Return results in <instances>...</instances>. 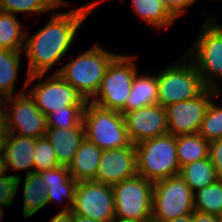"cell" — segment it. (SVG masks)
<instances>
[{"mask_svg": "<svg viewBox=\"0 0 222 222\" xmlns=\"http://www.w3.org/2000/svg\"><path fill=\"white\" fill-rule=\"evenodd\" d=\"M6 172H8L7 167L0 156V178L6 176Z\"/></svg>", "mask_w": 222, "mask_h": 222, "instance_id": "obj_40", "label": "cell"}, {"mask_svg": "<svg viewBox=\"0 0 222 222\" xmlns=\"http://www.w3.org/2000/svg\"><path fill=\"white\" fill-rule=\"evenodd\" d=\"M102 150L86 138L74 154L68 169L77 182L94 181Z\"/></svg>", "mask_w": 222, "mask_h": 222, "instance_id": "obj_19", "label": "cell"}, {"mask_svg": "<svg viewBox=\"0 0 222 222\" xmlns=\"http://www.w3.org/2000/svg\"><path fill=\"white\" fill-rule=\"evenodd\" d=\"M46 74L27 75L24 88L32 85L36 80V86L30 88L29 95L34 99L36 106L45 115L53 111L65 110L68 106H85L87 100L70 83L66 82L58 73H54L49 79L43 81Z\"/></svg>", "mask_w": 222, "mask_h": 222, "instance_id": "obj_9", "label": "cell"}, {"mask_svg": "<svg viewBox=\"0 0 222 222\" xmlns=\"http://www.w3.org/2000/svg\"><path fill=\"white\" fill-rule=\"evenodd\" d=\"M26 91V89L21 90L16 96L6 97L0 101V107L7 117L8 131L12 134L32 138L44 137L47 131L46 116ZM8 104H11L10 107ZM8 107L9 109H7Z\"/></svg>", "mask_w": 222, "mask_h": 222, "instance_id": "obj_11", "label": "cell"}, {"mask_svg": "<svg viewBox=\"0 0 222 222\" xmlns=\"http://www.w3.org/2000/svg\"><path fill=\"white\" fill-rule=\"evenodd\" d=\"M72 213L99 222L115 219L113 188L95 181L77 182Z\"/></svg>", "mask_w": 222, "mask_h": 222, "instance_id": "obj_12", "label": "cell"}, {"mask_svg": "<svg viewBox=\"0 0 222 222\" xmlns=\"http://www.w3.org/2000/svg\"><path fill=\"white\" fill-rule=\"evenodd\" d=\"M8 134L7 117L5 112L0 107V152L2 149V144L4 143Z\"/></svg>", "mask_w": 222, "mask_h": 222, "instance_id": "obj_36", "label": "cell"}, {"mask_svg": "<svg viewBox=\"0 0 222 222\" xmlns=\"http://www.w3.org/2000/svg\"><path fill=\"white\" fill-rule=\"evenodd\" d=\"M60 166L53 147L46 136L36 138L34 150V172L39 173Z\"/></svg>", "mask_w": 222, "mask_h": 222, "instance_id": "obj_31", "label": "cell"}, {"mask_svg": "<svg viewBox=\"0 0 222 222\" xmlns=\"http://www.w3.org/2000/svg\"><path fill=\"white\" fill-rule=\"evenodd\" d=\"M194 211L193 192L180 175L154 182L152 222H166Z\"/></svg>", "mask_w": 222, "mask_h": 222, "instance_id": "obj_8", "label": "cell"}, {"mask_svg": "<svg viewBox=\"0 0 222 222\" xmlns=\"http://www.w3.org/2000/svg\"><path fill=\"white\" fill-rule=\"evenodd\" d=\"M168 11L175 17L184 15L187 8L196 2V0H163Z\"/></svg>", "mask_w": 222, "mask_h": 222, "instance_id": "obj_34", "label": "cell"}, {"mask_svg": "<svg viewBox=\"0 0 222 222\" xmlns=\"http://www.w3.org/2000/svg\"><path fill=\"white\" fill-rule=\"evenodd\" d=\"M45 136L50 141L61 166H69L74 154L85 138L83 122L73 128H47Z\"/></svg>", "mask_w": 222, "mask_h": 222, "instance_id": "obj_18", "label": "cell"}, {"mask_svg": "<svg viewBox=\"0 0 222 222\" xmlns=\"http://www.w3.org/2000/svg\"><path fill=\"white\" fill-rule=\"evenodd\" d=\"M39 174L47 185L48 204L56 200L58 202L66 199V205L60 211H71L77 181L72 177L68 166L60 165L53 169L41 171Z\"/></svg>", "mask_w": 222, "mask_h": 222, "instance_id": "obj_17", "label": "cell"}, {"mask_svg": "<svg viewBox=\"0 0 222 222\" xmlns=\"http://www.w3.org/2000/svg\"><path fill=\"white\" fill-rule=\"evenodd\" d=\"M83 124L85 138L101 150L128 147L133 144L121 112L107 110L88 101L83 113Z\"/></svg>", "mask_w": 222, "mask_h": 222, "instance_id": "obj_6", "label": "cell"}, {"mask_svg": "<svg viewBox=\"0 0 222 222\" xmlns=\"http://www.w3.org/2000/svg\"><path fill=\"white\" fill-rule=\"evenodd\" d=\"M63 5H66V4H68L67 3V1H65V0H59Z\"/></svg>", "mask_w": 222, "mask_h": 222, "instance_id": "obj_43", "label": "cell"}, {"mask_svg": "<svg viewBox=\"0 0 222 222\" xmlns=\"http://www.w3.org/2000/svg\"><path fill=\"white\" fill-rule=\"evenodd\" d=\"M85 106H68L46 116L47 128H73L83 122Z\"/></svg>", "mask_w": 222, "mask_h": 222, "instance_id": "obj_30", "label": "cell"}, {"mask_svg": "<svg viewBox=\"0 0 222 222\" xmlns=\"http://www.w3.org/2000/svg\"><path fill=\"white\" fill-rule=\"evenodd\" d=\"M137 175L135 144L117 149L102 150L95 182L114 186Z\"/></svg>", "mask_w": 222, "mask_h": 222, "instance_id": "obj_15", "label": "cell"}, {"mask_svg": "<svg viewBox=\"0 0 222 222\" xmlns=\"http://www.w3.org/2000/svg\"><path fill=\"white\" fill-rule=\"evenodd\" d=\"M99 44L62 66L58 73L66 82L77 89L87 101L93 98L99 90L102 78L111 61L119 54L106 51Z\"/></svg>", "mask_w": 222, "mask_h": 222, "instance_id": "obj_2", "label": "cell"}, {"mask_svg": "<svg viewBox=\"0 0 222 222\" xmlns=\"http://www.w3.org/2000/svg\"><path fill=\"white\" fill-rule=\"evenodd\" d=\"M135 58L119 53L108 65L99 90L89 102L107 110L120 112L125 107L133 79L139 71Z\"/></svg>", "mask_w": 222, "mask_h": 222, "instance_id": "obj_7", "label": "cell"}, {"mask_svg": "<svg viewBox=\"0 0 222 222\" xmlns=\"http://www.w3.org/2000/svg\"><path fill=\"white\" fill-rule=\"evenodd\" d=\"M73 222H99V221H95L86 216H80L78 214L73 213Z\"/></svg>", "mask_w": 222, "mask_h": 222, "instance_id": "obj_38", "label": "cell"}, {"mask_svg": "<svg viewBox=\"0 0 222 222\" xmlns=\"http://www.w3.org/2000/svg\"><path fill=\"white\" fill-rule=\"evenodd\" d=\"M22 53L0 49V100L15 95L14 87Z\"/></svg>", "mask_w": 222, "mask_h": 222, "instance_id": "obj_26", "label": "cell"}, {"mask_svg": "<svg viewBox=\"0 0 222 222\" xmlns=\"http://www.w3.org/2000/svg\"><path fill=\"white\" fill-rule=\"evenodd\" d=\"M63 6L59 0H0V11L11 14L43 13Z\"/></svg>", "mask_w": 222, "mask_h": 222, "instance_id": "obj_28", "label": "cell"}, {"mask_svg": "<svg viewBox=\"0 0 222 222\" xmlns=\"http://www.w3.org/2000/svg\"><path fill=\"white\" fill-rule=\"evenodd\" d=\"M192 222H221V220L220 216L194 211L192 213Z\"/></svg>", "mask_w": 222, "mask_h": 222, "instance_id": "obj_35", "label": "cell"}, {"mask_svg": "<svg viewBox=\"0 0 222 222\" xmlns=\"http://www.w3.org/2000/svg\"><path fill=\"white\" fill-rule=\"evenodd\" d=\"M3 210H4V208H0V222L3 221L2 220L3 219L2 217H3V214H4Z\"/></svg>", "mask_w": 222, "mask_h": 222, "instance_id": "obj_42", "label": "cell"}, {"mask_svg": "<svg viewBox=\"0 0 222 222\" xmlns=\"http://www.w3.org/2000/svg\"><path fill=\"white\" fill-rule=\"evenodd\" d=\"M217 22L215 18L209 17L202 24L201 34L194 41L187 57L193 62L204 85L221 93L216 81L222 78V25Z\"/></svg>", "mask_w": 222, "mask_h": 222, "instance_id": "obj_5", "label": "cell"}, {"mask_svg": "<svg viewBox=\"0 0 222 222\" xmlns=\"http://www.w3.org/2000/svg\"><path fill=\"white\" fill-rule=\"evenodd\" d=\"M179 175L193 193L219 179L209 157L182 166Z\"/></svg>", "mask_w": 222, "mask_h": 222, "instance_id": "obj_25", "label": "cell"}, {"mask_svg": "<svg viewBox=\"0 0 222 222\" xmlns=\"http://www.w3.org/2000/svg\"><path fill=\"white\" fill-rule=\"evenodd\" d=\"M156 104H158L156 75H139L136 73L125 107L120 112L124 114Z\"/></svg>", "mask_w": 222, "mask_h": 222, "instance_id": "obj_20", "label": "cell"}, {"mask_svg": "<svg viewBox=\"0 0 222 222\" xmlns=\"http://www.w3.org/2000/svg\"><path fill=\"white\" fill-rule=\"evenodd\" d=\"M103 2L92 0L67 12L52 13L51 19L36 34L25 39L24 52L28 58L27 75L48 74L70 49L82 22Z\"/></svg>", "mask_w": 222, "mask_h": 222, "instance_id": "obj_1", "label": "cell"}, {"mask_svg": "<svg viewBox=\"0 0 222 222\" xmlns=\"http://www.w3.org/2000/svg\"><path fill=\"white\" fill-rule=\"evenodd\" d=\"M112 222H143V221L115 218Z\"/></svg>", "mask_w": 222, "mask_h": 222, "instance_id": "obj_41", "label": "cell"}, {"mask_svg": "<svg viewBox=\"0 0 222 222\" xmlns=\"http://www.w3.org/2000/svg\"><path fill=\"white\" fill-rule=\"evenodd\" d=\"M123 116L133 144L168 133L166 109L159 104L125 112Z\"/></svg>", "mask_w": 222, "mask_h": 222, "instance_id": "obj_14", "label": "cell"}, {"mask_svg": "<svg viewBox=\"0 0 222 222\" xmlns=\"http://www.w3.org/2000/svg\"><path fill=\"white\" fill-rule=\"evenodd\" d=\"M209 158L217 177L222 179V138L209 142Z\"/></svg>", "mask_w": 222, "mask_h": 222, "instance_id": "obj_33", "label": "cell"}, {"mask_svg": "<svg viewBox=\"0 0 222 222\" xmlns=\"http://www.w3.org/2000/svg\"><path fill=\"white\" fill-rule=\"evenodd\" d=\"M220 96V91L206 88L194 99L180 101L165 107L168 133L174 136L196 134L212 99Z\"/></svg>", "mask_w": 222, "mask_h": 222, "instance_id": "obj_13", "label": "cell"}, {"mask_svg": "<svg viewBox=\"0 0 222 222\" xmlns=\"http://www.w3.org/2000/svg\"><path fill=\"white\" fill-rule=\"evenodd\" d=\"M137 174L151 182L179 175L176 136L165 134L135 144Z\"/></svg>", "mask_w": 222, "mask_h": 222, "instance_id": "obj_3", "label": "cell"}, {"mask_svg": "<svg viewBox=\"0 0 222 222\" xmlns=\"http://www.w3.org/2000/svg\"><path fill=\"white\" fill-rule=\"evenodd\" d=\"M112 188L115 218L152 222L153 182L137 174Z\"/></svg>", "mask_w": 222, "mask_h": 222, "instance_id": "obj_10", "label": "cell"}, {"mask_svg": "<svg viewBox=\"0 0 222 222\" xmlns=\"http://www.w3.org/2000/svg\"><path fill=\"white\" fill-rule=\"evenodd\" d=\"M35 147L36 138L9 133L0 152L7 171L26 170V175L34 172Z\"/></svg>", "mask_w": 222, "mask_h": 222, "instance_id": "obj_16", "label": "cell"}, {"mask_svg": "<svg viewBox=\"0 0 222 222\" xmlns=\"http://www.w3.org/2000/svg\"><path fill=\"white\" fill-rule=\"evenodd\" d=\"M166 222H192V214L180 216L178 218H175Z\"/></svg>", "mask_w": 222, "mask_h": 222, "instance_id": "obj_39", "label": "cell"}, {"mask_svg": "<svg viewBox=\"0 0 222 222\" xmlns=\"http://www.w3.org/2000/svg\"><path fill=\"white\" fill-rule=\"evenodd\" d=\"M23 217L29 218L48 205L47 185L39 173L25 175L23 185Z\"/></svg>", "mask_w": 222, "mask_h": 222, "instance_id": "obj_21", "label": "cell"}, {"mask_svg": "<svg viewBox=\"0 0 222 222\" xmlns=\"http://www.w3.org/2000/svg\"><path fill=\"white\" fill-rule=\"evenodd\" d=\"M193 197L195 211L222 215V179L198 189L193 193Z\"/></svg>", "mask_w": 222, "mask_h": 222, "instance_id": "obj_27", "label": "cell"}, {"mask_svg": "<svg viewBox=\"0 0 222 222\" xmlns=\"http://www.w3.org/2000/svg\"><path fill=\"white\" fill-rule=\"evenodd\" d=\"M180 167L209 157V142L198 133L176 136Z\"/></svg>", "mask_w": 222, "mask_h": 222, "instance_id": "obj_24", "label": "cell"}, {"mask_svg": "<svg viewBox=\"0 0 222 222\" xmlns=\"http://www.w3.org/2000/svg\"><path fill=\"white\" fill-rule=\"evenodd\" d=\"M123 1V0H122ZM133 11L145 23L158 28L168 27L176 18L168 11L163 0H131Z\"/></svg>", "mask_w": 222, "mask_h": 222, "instance_id": "obj_22", "label": "cell"}, {"mask_svg": "<svg viewBox=\"0 0 222 222\" xmlns=\"http://www.w3.org/2000/svg\"><path fill=\"white\" fill-rule=\"evenodd\" d=\"M49 222H73V213L71 211H58Z\"/></svg>", "mask_w": 222, "mask_h": 222, "instance_id": "obj_37", "label": "cell"}, {"mask_svg": "<svg viewBox=\"0 0 222 222\" xmlns=\"http://www.w3.org/2000/svg\"><path fill=\"white\" fill-rule=\"evenodd\" d=\"M156 74L158 104L164 108L173 103L194 99L207 88L187 54L180 62L168 65Z\"/></svg>", "mask_w": 222, "mask_h": 222, "instance_id": "obj_4", "label": "cell"}, {"mask_svg": "<svg viewBox=\"0 0 222 222\" xmlns=\"http://www.w3.org/2000/svg\"><path fill=\"white\" fill-rule=\"evenodd\" d=\"M20 181L21 176L18 174L0 178V208H9L13 204Z\"/></svg>", "mask_w": 222, "mask_h": 222, "instance_id": "obj_32", "label": "cell"}, {"mask_svg": "<svg viewBox=\"0 0 222 222\" xmlns=\"http://www.w3.org/2000/svg\"><path fill=\"white\" fill-rule=\"evenodd\" d=\"M26 34L16 15L0 11V49L24 51Z\"/></svg>", "mask_w": 222, "mask_h": 222, "instance_id": "obj_23", "label": "cell"}, {"mask_svg": "<svg viewBox=\"0 0 222 222\" xmlns=\"http://www.w3.org/2000/svg\"><path fill=\"white\" fill-rule=\"evenodd\" d=\"M211 100L198 134L208 142L222 138V106Z\"/></svg>", "mask_w": 222, "mask_h": 222, "instance_id": "obj_29", "label": "cell"}]
</instances>
